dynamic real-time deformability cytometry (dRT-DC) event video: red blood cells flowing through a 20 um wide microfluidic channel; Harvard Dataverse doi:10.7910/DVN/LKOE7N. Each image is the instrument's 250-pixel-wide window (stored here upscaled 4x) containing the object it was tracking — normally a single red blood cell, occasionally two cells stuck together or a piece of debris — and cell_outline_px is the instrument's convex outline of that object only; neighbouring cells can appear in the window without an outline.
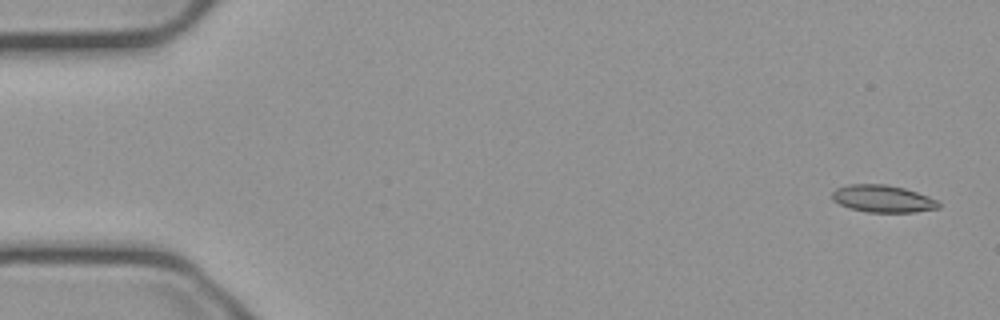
{"species": "common noctule bat (a hibernating species)", "species_latin": "Nyctalus noctula", "temperature_condition": "cold", "stored_images_in_passage": 54, "camera_frame_rate_fps": 3000, "um_per_image_px": 0.085, "animal": {"sex": "male", "body_mass_g": 23.1, "forearm_length_mm": 52.7}, "frame": {"image": 1, "passage_image": 1, "time_ms": 0.0, "image_size_px": [1000, 320], "cell_outline_px": [[940, 208], [916, 212], [868, 212], [848, 208], [832, 200], [832, 192], [836, 188], [848, 184], [888, 184], [904, 188], [940, 200]], "centroid_in_image_um": [75.05, 16.89], "position_along_channel_um": 9.9, "area_um2": 17.11}}
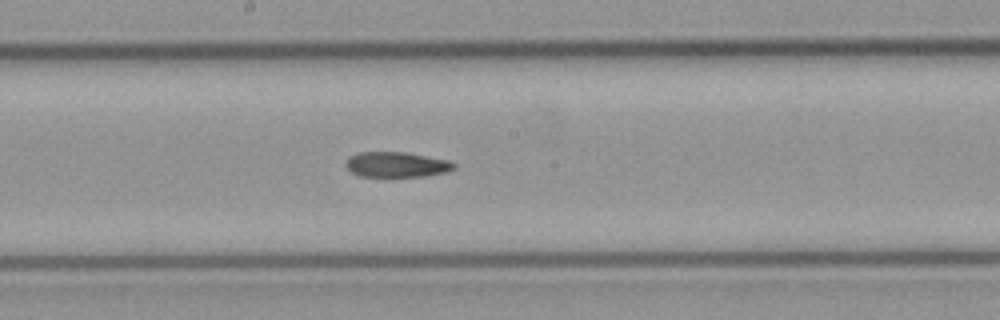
{"frame": {"image": 2, "passage_image": 28, "time_ms": 9.0, "image_size_px": [1000, 320], "cell_outline_px": [[456, 168], [448, 172], [424, 176], [360, 176], [352, 172], [344, 164], [348, 156], [360, 152], [404, 152], [448, 160], [456, 164]], "centroid_in_image_um": [33.71, 13.98], "position_along_channel_um": 214.5, "area_um2": 15.9}}
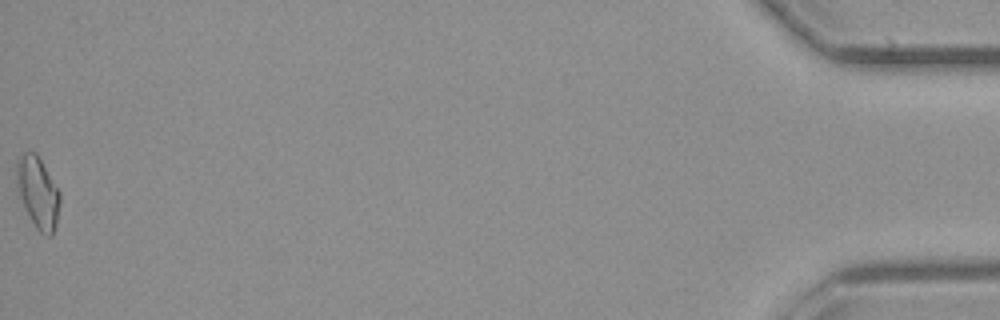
{"frame": {"image": 3, "passage_image": 54, "time_ms": 17.667, "image_size_px": [1000, 320], "cell_outline_px": [[60, 204], [56, 224], [52, 236], [44, 236], [36, 228], [16, 188], [16, 160], [24, 152], [36, 152], [60, 192]], "centroid_in_image_um": [3.22, 16.35], "position_along_channel_um": 432.0, "area_um2": 17.92}}